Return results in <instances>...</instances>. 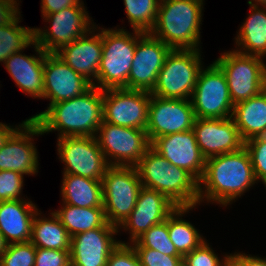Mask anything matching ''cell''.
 <instances>
[{
  "label": "cell",
  "instance_id": "60d3db41",
  "mask_svg": "<svg viewBox=\"0 0 266 266\" xmlns=\"http://www.w3.org/2000/svg\"><path fill=\"white\" fill-rule=\"evenodd\" d=\"M76 5L85 4L82 0H41V13L45 16Z\"/></svg>",
  "mask_w": 266,
  "mask_h": 266
},
{
  "label": "cell",
  "instance_id": "4316f807",
  "mask_svg": "<svg viewBox=\"0 0 266 266\" xmlns=\"http://www.w3.org/2000/svg\"><path fill=\"white\" fill-rule=\"evenodd\" d=\"M62 202L77 207H103L102 181L63 174Z\"/></svg>",
  "mask_w": 266,
  "mask_h": 266
},
{
  "label": "cell",
  "instance_id": "83f0119b",
  "mask_svg": "<svg viewBox=\"0 0 266 266\" xmlns=\"http://www.w3.org/2000/svg\"><path fill=\"white\" fill-rule=\"evenodd\" d=\"M50 214L52 216L45 218V216L41 217V211L36 212L30 242L39 248L70 250L71 236L58 216L54 212Z\"/></svg>",
  "mask_w": 266,
  "mask_h": 266
},
{
  "label": "cell",
  "instance_id": "74e56055",
  "mask_svg": "<svg viewBox=\"0 0 266 266\" xmlns=\"http://www.w3.org/2000/svg\"><path fill=\"white\" fill-rule=\"evenodd\" d=\"M141 266H183L182 256H168L151 248H134Z\"/></svg>",
  "mask_w": 266,
  "mask_h": 266
},
{
  "label": "cell",
  "instance_id": "ba28073f",
  "mask_svg": "<svg viewBox=\"0 0 266 266\" xmlns=\"http://www.w3.org/2000/svg\"><path fill=\"white\" fill-rule=\"evenodd\" d=\"M142 183L136 167L110 165L102 178L103 208L107 222L119 227L136 205Z\"/></svg>",
  "mask_w": 266,
  "mask_h": 266
},
{
  "label": "cell",
  "instance_id": "1f68e13d",
  "mask_svg": "<svg viewBox=\"0 0 266 266\" xmlns=\"http://www.w3.org/2000/svg\"><path fill=\"white\" fill-rule=\"evenodd\" d=\"M132 30L149 33L153 28L160 0H123Z\"/></svg>",
  "mask_w": 266,
  "mask_h": 266
},
{
  "label": "cell",
  "instance_id": "5b68a950",
  "mask_svg": "<svg viewBox=\"0 0 266 266\" xmlns=\"http://www.w3.org/2000/svg\"><path fill=\"white\" fill-rule=\"evenodd\" d=\"M133 34V35H132ZM103 54L98 69L97 83L101 90L127 89L129 72L137 44V31L102 28Z\"/></svg>",
  "mask_w": 266,
  "mask_h": 266
},
{
  "label": "cell",
  "instance_id": "bcb514c9",
  "mask_svg": "<svg viewBox=\"0 0 266 266\" xmlns=\"http://www.w3.org/2000/svg\"><path fill=\"white\" fill-rule=\"evenodd\" d=\"M7 243L5 242L2 233L0 232V257L2 253L5 251Z\"/></svg>",
  "mask_w": 266,
  "mask_h": 266
},
{
  "label": "cell",
  "instance_id": "f6af8a7d",
  "mask_svg": "<svg viewBox=\"0 0 266 266\" xmlns=\"http://www.w3.org/2000/svg\"><path fill=\"white\" fill-rule=\"evenodd\" d=\"M247 3L253 6H266V0H249Z\"/></svg>",
  "mask_w": 266,
  "mask_h": 266
},
{
  "label": "cell",
  "instance_id": "3957f363",
  "mask_svg": "<svg viewBox=\"0 0 266 266\" xmlns=\"http://www.w3.org/2000/svg\"><path fill=\"white\" fill-rule=\"evenodd\" d=\"M204 0H160L151 31L170 49L200 50Z\"/></svg>",
  "mask_w": 266,
  "mask_h": 266
},
{
  "label": "cell",
  "instance_id": "836d02e7",
  "mask_svg": "<svg viewBox=\"0 0 266 266\" xmlns=\"http://www.w3.org/2000/svg\"><path fill=\"white\" fill-rule=\"evenodd\" d=\"M36 246L30 241L7 244L0 266H34Z\"/></svg>",
  "mask_w": 266,
  "mask_h": 266
},
{
  "label": "cell",
  "instance_id": "f1b7e54d",
  "mask_svg": "<svg viewBox=\"0 0 266 266\" xmlns=\"http://www.w3.org/2000/svg\"><path fill=\"white\" fill-rule=\"evenodd\" d=\"M59 210L53 211L72 237L98 227H116L107 222L103 207H77L62 203Z\"/></svg>",
  "mask_w": 266,
  "mask_h": 266
},
{
  "label": "cell",
  "instance_id": "8fae6325",
  "mask_svg": "<svg viewBox=\"0 0 266 266\" xmlns=\"http://www.w3.org/2000/svg\"><path fill=\"white\" fill-rule=\"evenodd\" d=\"M191 103L195 118H230L234 104L223 71L213 62L199 72Z\"/></svg>",
  "mask_w": 266,
  "mask_h": 266
},
{
  "label": "cell",
  "instance_id": "d6986e66",
  "mask_svg": "<svg viewBox=\"0 0 266 266\" xmlns=\"http://www.w3.org/2000/svg\"><path fill=\"white\" fill-rule=\"evenodd\" d=\"M93 84L74 71L55 53H46L44 59L43 99H49V106L78 97Z\"/></svg>",
  "mask_w": 266,
  "mask_h": 266
},
{
  "label": "cell",
  "instance_id": "7a4b0ae2",
  "mask_svg": "<svg viewBox=\"0 0 266 266\" xmlns=\"http://www.w3.org/2000/svg\"><path fill=\"white\" fill-rule=\"evenodd\" d=\"M35 121L42 133L58 132V138L95 137L103 121V90L92 86L82 95L47 107L28 118Z\"/></svg>",
  "mask_w": 266,
  "mask_h": 266
},
{
  "label": "cell",
  "instance_id": "7402d4cb",
  "mask_svg": "<svg viewBox=\"0 0 266 266\" xmlns=\"http://www.w3.org/2000/svg\"><path fill=\"white\" fill-rule=\"evenodd\" d=\"M55 54L92 84L96 83L103 54L102 28L95 25L88 33L61 47Z\"/></svg>",
  "mask_w": 266,
  "mask_h": 266
},
{
  "label": "cell",
  "instance_id": "44dd1931",
  "mask_svg": "<svg viewBox=\"0 0 266 266\" xmlns=\"http://www.w3.org/2000/svg\"><path fill=\"white\" fill-rule=\"evenodd\" d=\"M118 227H98L71 237V266H106L109 254L120 240Z\"/></svg>",
  "mask_w": 266,
  "mask_h": 266
},
{
  "label": "cell",
  "instance_id": "7bdbcfd3",
  "mask_svg": "<svg viewBox=\"0 0 266 266\" xmlns=\"http://www.w3.org/2000/svg\"><path fill=\"white\" fill-rule=\"evenodd\" d=\"M229 266H266V258L235 252L230 254Z\"/></svg>",
  "mask_w": 266,
  "mask_h": 266
},
{
  "label": "cell",
  "instance_id": "f35d334b",
  "mask_svg": "<svg viewBox=\"0 0 266 266\" xmlns=\"http://www.w3.org/2000/svg\"><path fill=\"white\" fill-rule=\"evenodd\" d=\"M34 266H71L70 250L36 247Z\"/></svg>",
  "mask_w": 266,
  "mask_h": 266
},
{
  "label": "cell",
  "instance_id": "f546056e",
  "mask_svg": "<svg viewBox=\"0 0 266 266\" xmlns=\"http://www.w3.org/2000/svg\"><path fill=\"white\" fill-rule=\"evenodd\" d=\"M194 207L178 206L168 216L169 238L175 245L177 252L184 257L189 252L198 248L206 239L203 238L197 229L182 217ZM185 213V214H184Z\"/></svg>",
  "mask_w": 266,
  "mask_h": 266
},
{
  "label": "cell",
  "instance_id": "e575fe53",
  "mask_svg": "<svg viewBox=\"0 0 266 266\" xmlns=\"http://www.w3.org/2000/svg\"><path fill=\"white\" fill-rule=\"evenodd\" d=\"M244 147L250 155L256 180L266 187V135L245 141Z\"/></svg>",
  "mask_w": 266,
  "mask_h": 266
},
{
  "label": "cell",
  "instance_id": "52a82bcc",
  "mask_svg": "<svg viewBox=\"0 0 266 266\" xmlns=\"http://www.w3.org/2000/svg\"><path fill=\"white\" fill-rule=\"evenodd\" d=\"M263 59L237 52L235 48L214 61L226 77L234 105L258 95L266 88V64Z\"/></svg>",
  "mask_w": 266,
  "mask_h": 266
},
{
  "label": "cell",
  "instance_id": "8992f818",
  "mask_svg": "<svg viewBox=\"0 0 266 266\" xmlns=\"http://www.w3.org/2000/svg\"><path fill=\"white\" fill-rule=\"evenodd\" d=\"M200 50L171 49L159 71L151 95L191 99L202 66Z\"/></svg>",
  "mask_w": 266,
  "mask_h": 266
},
{
  "label": "cell",
  "instance_id": "5bb4252c",
  "mask_svg": "<svg viewBox=\"0 0 266 266\" xmlns=\"http://www.w3.org/2000/svg\"><path fill=\"white\" fill-rule=\"evenodd\" d=\"M194 120L190 99L161 98L151 95L146 127L150 143L158 137L192 130Z\"/></svg>",
  "mask_w": 266,
  "mask_h": 266
},
{
  "label": "cell",
  "instance_id": "ab89813d",
  "mask_svg": "<svg viewBox=\"0 0 266 266\" xmlns=\"http://www.w3.org/2000/svg\"><path fill=\"white\" fill-rule=\"evenodd\" d=\"M106 266H141V264L134 247L125 241H120L109 254Z\"/></svg>",
  "mask_w": 266,
  "mask_h": 266
},
{
  "label": "cell",
  "instance_id": "4fadbf2b",
  "mask_svg": "<svg viewBox=\"0 0 266 266\" xmlns=\"http://www.w3.org/2000/svg\"><path fill=\"white\" fill-rule=\"evenodd\" d=\"M150 97V92L142 90H103V121L146 130Z\"/></svg>",
  "mask_w": 266,
  "mask_h": 266
},
{
  "label": "cell",
  "instance_id": "4dcf8cb0",
  "mask_svg": "<svg viewBox=\"0 0 266 266\" xmlns=\"http://www.w3.org/2000/svg\"><path fill=\"white\" fill-rule=\"evenodd\" d=\"M21 14L12 22L0 27V62L4 63L13 53L33 45L34 28L18 25Z\"/></svg>",
  "mask_w": 266,
  "mask_h": 266
},
{
  "label": "cell",
  "instance_id": "d6a6232c",
  "mask_svg": "<svg viewBox=\"0 0 266 266\" xmlns=\"http://www.w3.org/2000/svg\"><path fill=\"white\" fill-rule=\"evenodd\" d=\"M131 245L134 248L155 249L168 256H181L169 238L168 218L162 223L150 227Z\"/></svg>",
  "mask_w": 266,
  "mask_h": 266
},
{
  "label": "cell",
  "instance_id": "9c48e42d",
  "mask_svg": "<svg viewBox=\"0 0 266 266\" xmlns=\"http://www.w3.org/2000/svg\"><path fill=\"white\" fill-rule=\"evenodd\" d=\"M96 140L109 165L135 167L151 147L146 130L102 121Z\"/></svg>",
  "mask_w": 266,
  "mask_h": 266
},
{
  "label": "cell",
  "instance_id": "b9f144b4",
  "mask_svg": "<svg viewBox=\"0 0 266 266\" xmlns=\"http://www.w3.org/2000/svg\"><path fill=\"white\" fill-rule=\"evenodd\" d=\"M19 0H0V27L12 22L19 14Z\"/></svg>",
  "mask_w": 266,
  "mask_h": 266
},
{
  "label": "cell",
  "instance_id": "277c9868",
  "mask_svg": "<svg viewBox=\"0 0 266 266\" xmlns=\"http://www.w3.org/2000/svg\"><path fill=\"white\" fill-rule=\"evenodd\" d=\"M135 167L143 187L166 195L177 206L199 205V182L186 170L170 164L152 147Z\"/></svg>",
  "mask_w": 266,
  "mask_h": 266
},
{
  "label": "cell",
  "instance_id": "603a6c76",
  "mask_svg": "<svg viewBox=\"0 0 266 266\" xmlns=\"http://www.w3.org/2000/svg\"><path fill=\"white\" fill-rule=\"evenodd\" d=\"M37 57L22 54L23 51L13 53L4 61V66L16 85L24 94L32 98L43 99L44 59L46 52L33 40Z\"/></svg>",
  "mask_w": 266,
  "mask_h": 266
},
{
  "label": "cell",
  "instance_id": "e0dca14e",
  "mask_svg": "<svg viewBox=\"0 0 266 266\" xmlns=\"http://www.w3.org/2000/svg\"><path fill=\"white\" fill-rule=\"evenodd\" d=\"M177 207L166 195L142 186L134 209L118 230L122 228L124 231H129V244H131L150 227L165 221Z\"/></svg>",
  "mask_w": 266,
  "mask_h": 266
},
{
  "label": "cell",
  "instance_id": "9a60e30c",
  "mask_svg": "<svg viewBox=\"0 0 266 266\" xmlns=\"http://www.w3.org/2000/svg\"><path fill=\"white\" fill-rule=\"evenodd\" d=\"M171 49L150 33L137 31V44L127 89L151 92Z\"/></svg>",
  "mask_w": 266,
  "mask_h": 266
},
{
  "label": "cell",
  "instance_id": "ffe728a7",
  "mask_svg": "<svg viewBox=\"0 0 266 266\" xmlns=\"http://www.w3.org/2000/svg\"><path fill=\"white\" fill-rule=\"evenodd\" d=\"M151 147L170 164L186 170L198 182L201 180L206 158L199 149L193 130L158 137Z\"/></svg>",
  "mask_w": 266,
  "mask_h": 266
},
{
  "label": "cell",
  "instance_id": "8d00e7d4",
  "mask_svg": "<svg viewBox=\"0 0 266 266\" xmlns=\"http://www.w3.org/2000/svg\"><path fill=\"white\" fill-rule=\"evenodd\" d=\"M24 175L16 171H0V201L22 200Z\"/></svg>",
  "mask_w": 266,
  "mask_h": 266
},
{
  "label": "cell",
  "instance_id": "ee69618b",
  "mask_svg": "<svg viewBox=\"0 0 266 266\" xmlns=\"http://www.w3.org/2000/svg\"><path fill=\"white\" fill-rule=\"evenodd\" d=\"M23 121L18 126L12 127L10 125L0 122V149L10 138V136L24 123Z\"/></svg>",
  "mask_w": 266,
  "mask_h": 266
},
{
  "label": "cell",
  "instance_id": "d590c367",
  "mask_svg": "<svg viewBox=\"0 0 266 266\" xmlns=\"http://www.w3.org/2000/svg\"><path fill=\"white\" fill-rule=\"evenodd\" d=\"M223 256L222 260L218 258L209 243L204 241L183 257V266H229L230 254Z\"/></svg>",
  "mask_w": 266,
  "mask_h": 266
},
{
  "label": "cell",
  "instance_id": "2e32d148",
  "mask_svg": "<svg viewBox=\"0 0 266 266\" xmlns=\"http://www.w3.org/2000/svg\"><path fill=\"white\" fill-rule=\"evenodd\" d=\"M39 135H44L39 125L26 119L1 147L0 171H16L29 176L37 174L39 160L32 137Z\"/></svg>",
  "mask_w": 266,
  "mask_h": 266
},
{
  "label": "cell",
  "instance_id": "ac0fdd59",
  "mask_svg": "<svg viewBox=\"0 0 266 266\" xmlns=\"http://www.w3.org/2000/svg\"><path fill=\"white\" fill-rule=\"evenodd\" d=\"M192 130L206 159L235 152L244 147V141L232 117L195 118Z\"/></svg>",
  "mask_w": 266,
  "mask_h": 266
},
{
  "label": "cell",
  "instance_id": "d4e9b609",
  "mask_svg": "<svg viewBox=\"0 0 266 266\" xmlns=\"http://www.w3.org/2000/svg\"><path fill=\"white\" fill-rule=\"evenodd\" d=\"M232 118L244 142L266 135V88L258 95L235 104Z\"/></svg>",
  "mask_w": 266,
  "mask_h": 266
},
{
  "label": "cell",
  "instance_id": "484cf974",
  "mask_svg": "<svg viewBox=\"0 0 266 266\" xmlns=\"http://www.w3.org/2000/svg\"><path fill=\"white\" fill-rule=\"evenodd\" d=\"M251 7L250 14L242 23L235 37L237 52L260 56H266V6Z\"/></svg>",
  "mask_w": 266,
  "mask_h": 266
},
{
  "label": "cell",
  "instance_id": "30bf717a",
  "mask_svg": "<svg viewBox=\"0 0 266 266\" xmlns=\"http://www.w3.org/2000/svg\"><path fill=\"white\" fill-rule=\"evenodd\" d=\"M84 5L71 6L53 14L42 16L44 22L51 23L44 30L34 27V40L46 52L55 53L86 33L96 23H92Z\"/></svg>",
  "mask_w": 266,
  "mask_h": 266
},
{
  "label": "cell",
  "instance_id": "cb8c5ba5",
  "mask_svg": "<svg viewBox=\"0 0 266 266\" xmlns=\"http://www.w3.org/2000/svg\"><path fill=\"white\" fill-rule=\"evenodd\" d=\"M37 211L31 200L0 201V232L7 244L30 241Z\"/></svg>",
  "mask_w": 266,
  "mask_h": 266
},
{
  "label": "cell",
  "instance_id": "6da1fadb",
  "mask_svg": "<svg viewBox=\"0 0 266 266\" xmlns=\"http://www.w3.org/2000/svg\"><path fill=\"white\" fill-rule=\"evenodd\" d=\"M257 182L245 147L207 158L199 181V205L204 201L222 206L230 205Z\"/></svg>",
  "mask_w": 266,
  "mask_h": 266
},
{
  "label": "cell",
  "instance_id": "7c38bea8",
  "mask_svg": "<svg viewBox=\"0 0 266 266\" xmlns=\"http://www.w3.org/2000/svg\"><path fill=\"white\" fill-rule=\"evenodd\" d=\"M59 159L64 163L63 174L79 175L102 181L110 166L96 137L78 136L57 139Z\"/></svg>",
  "mask_w": 266,
  "mask_h": 266
}]
</instances>
